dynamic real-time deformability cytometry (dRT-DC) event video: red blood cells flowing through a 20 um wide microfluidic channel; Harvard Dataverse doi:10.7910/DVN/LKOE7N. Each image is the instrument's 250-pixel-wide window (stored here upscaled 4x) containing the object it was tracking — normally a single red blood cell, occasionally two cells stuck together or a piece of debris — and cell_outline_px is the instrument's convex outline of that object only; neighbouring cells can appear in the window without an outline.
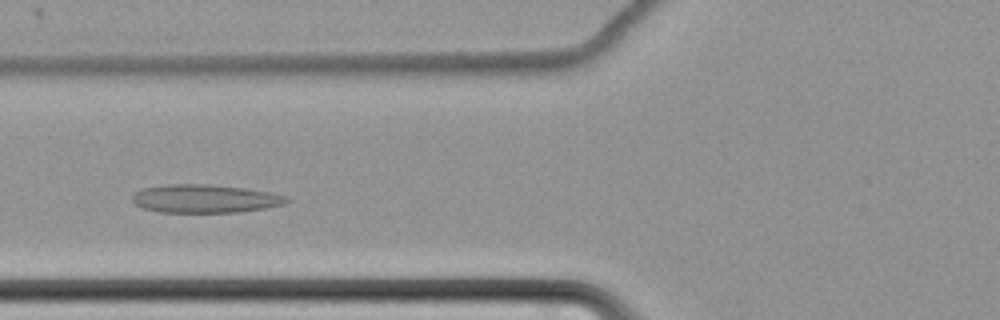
{"species": "common noctule bat (a hibernating species)", "species_latin": "Nyctalus noctula", "temperature_condition": "cold", "stored_images_in_passage": 49, "camera_frame_rate_fps": 3000, "um_per_image_px": 0.085, "animal": {"sex": "female", "body_mass_g": 22.7, "forearm_length_mm": 54.2}, "frame": {"image": 1, "passage_image": 13, "time_ms": 4.0, "image_size_px": [1000, 320], "cell_outline_px": [[292, 200], [284, 204], [264, 208], [236, 212], [160, 212], [144, 208], [136, 204], [132, 200], [132, 196], [136, 192], [144, 188], [164, 184], [208, 184], [244, 188], [268, 192], [284, 196]], "centroid_in_image_um": [17.41, 16.88], "position_along_channel_um": 108.4, "area_um2": 25.2}}
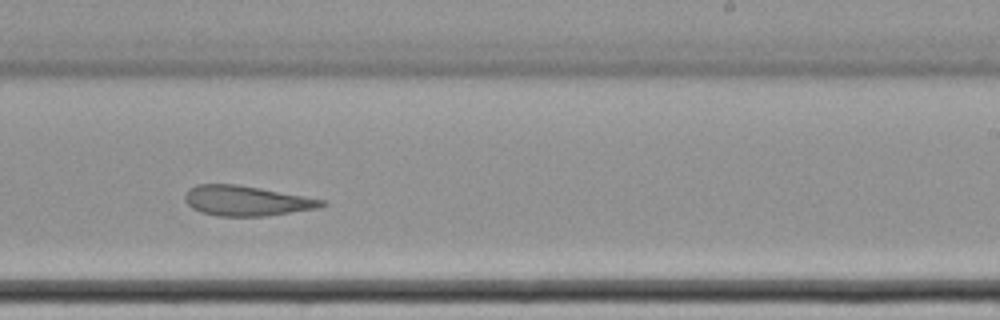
{"frame": {"image": 2, "passage_image": 27, "time_ms": 8.667, "image_size_px": [1000, 320], "cell_outline_px": [[324, 204], [320, 208], [268, 216], [220, 216], [200, 212], [192, 208], [184, 200], [184, 196], [188, 188], [196, 184], [236, 184], [260, 188], [304, 196], [324, 200]], "centroid_in_image_um": [20.91, 17.07], "position_along_channel_um": 268.1, "area_um2": 23.99}}
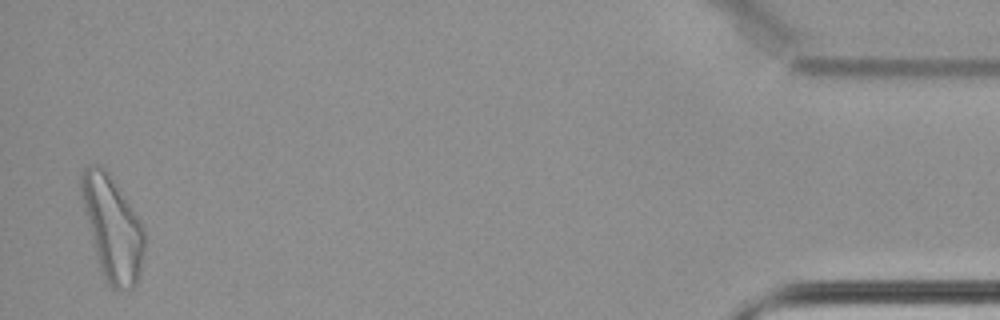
{"frame": {"image": 3, "passage_image": 48, "time_ms": 15.667, "image_size_px": [1000, 320], "cell_outline_px": [[144, 252], [140, 276], [136, 284], [132, 288], [112, 288], [108, 284], [100, 268], [84, 212], [80, 192], [80, 176], [84, 168], [88, 164], [96, 164], [104, 168], [108, 172], [144, 224]], "centroid_in_image_um": [9.56, 19.36], "position_along_channel_um": 425.6, "area_um2": 38.15}, "authors_computed_cell_mechanics": {"area_um2": 26.4146, "velocity_mm_per_s": 3.4236, "shape_relaxation_time_tau1_ms": null, "shape_relaxation_time_tau2_ms": 6.9395, "deformation_change_tau1": null, "deformation_change_tau2": 0.1482}}